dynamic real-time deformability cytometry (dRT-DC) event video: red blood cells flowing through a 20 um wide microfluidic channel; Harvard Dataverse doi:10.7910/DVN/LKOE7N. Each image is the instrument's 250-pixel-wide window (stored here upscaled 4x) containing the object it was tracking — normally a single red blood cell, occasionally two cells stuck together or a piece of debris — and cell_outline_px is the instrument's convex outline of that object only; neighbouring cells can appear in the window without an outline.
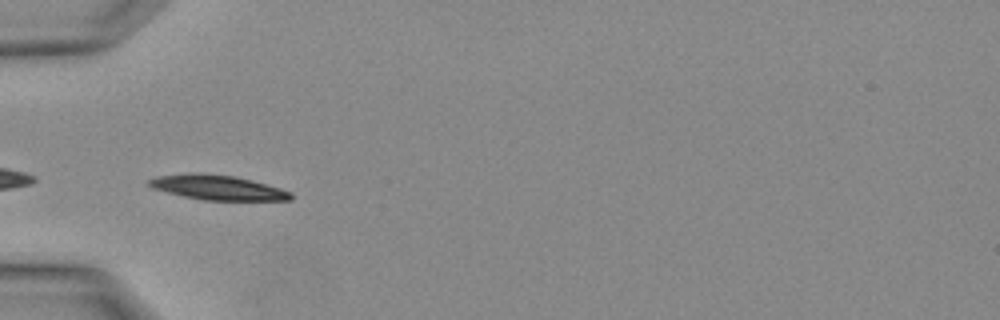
{"species": "Egyptian fruit bat (a non-hibernating species)", "species_latin": "Rousettus aegyptiacus", "temperature_condition": "warm", "stored_images_in_passage": 2, "camera_frame_rate_fps": 3000, "um_per_image_px": 0.085, "animal": {"sex": "female"}, "frame": {"image": 1, "passage_image": 2, "time_ms": 0.333, "image_size_px": [1000, 320], "cell_outline_px": [[292, 200], [204, 200], [184, 196], [152, 188], [148, 184], [148, 180], [156, 176], [188, 172], [196, 172], [236, 176], [252, 180], [280, 188], [292, 192]], "centroid_in_image_um": [18.49, 15.92], "position_along_channel_um": 66.5, "area_um2": 20.52}}